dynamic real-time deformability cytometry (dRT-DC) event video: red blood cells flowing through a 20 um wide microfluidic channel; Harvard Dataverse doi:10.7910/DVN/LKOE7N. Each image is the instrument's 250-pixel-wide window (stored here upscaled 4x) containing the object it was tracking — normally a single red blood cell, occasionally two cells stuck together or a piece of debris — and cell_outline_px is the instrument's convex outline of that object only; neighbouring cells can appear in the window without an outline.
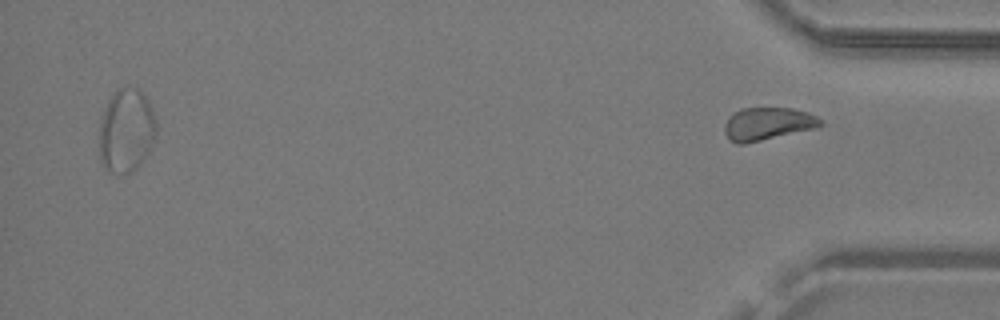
{"species": "common noctule bat (a hibernating species)", "species_latin": "Nyctalus noctula", "temperature_condition": "warm", "stored_images_in_passage": 24, "segment_of_instrument_passage": [2, 2], "camera_frame_rate_fps": 3000, "um_per_image_px": 0.085, "animal": {"sex": "male", "body_mass_g": 19.2, "forearm_length_mm": 51.8}, "frame": {"image": 1, "passage_image": 24, "time_ms": 7.667, "image_size_px": [1000, 320], "cell_outline_px": [[824, 124], [816, 128], [744, 144], [736, 144], [728, 140], [724, 132], [724, 124], [740, 108], [792, 108], [816, 116], [824, 120]], "centroid_in_image_um": [65.25, 10.54], "position_along_channel_um": 369.9, "area_um2": 18.26}}